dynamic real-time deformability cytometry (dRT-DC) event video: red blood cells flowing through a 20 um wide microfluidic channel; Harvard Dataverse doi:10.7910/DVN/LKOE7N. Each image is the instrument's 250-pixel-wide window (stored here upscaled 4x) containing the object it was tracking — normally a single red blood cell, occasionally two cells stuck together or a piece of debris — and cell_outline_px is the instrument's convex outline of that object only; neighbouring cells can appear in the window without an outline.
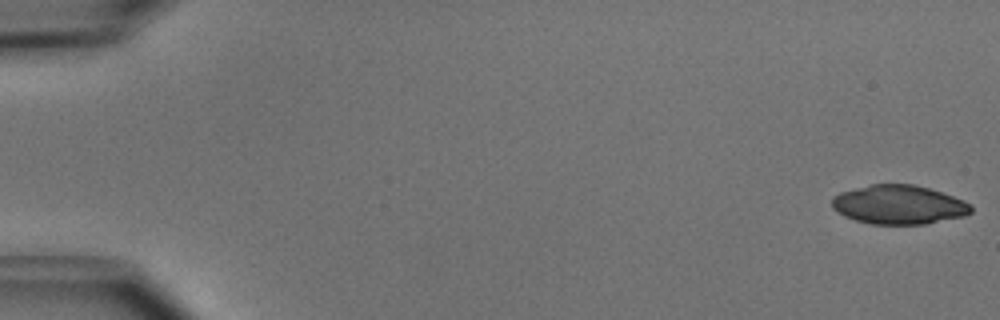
{"species": "common noctule bat (a hibernating species)", "species_latin": "Nyctalus noctula", "temperature_condition": "cold", "stored_images_in_passage": 50, "camera_frame_rate_fps": 3000, "um_per_image_px": 0.085, "animal": {"sex": "male", "body_mass_g": 15.6}, "frame": {"image": 1, "passage_image": 1, "time_ms": 0.0, "image_size_px": [1000, 320], "cell_outline_px": [[972, 212], [964, 216], [924, 224], [872, 224], [856, 220], [844, 216], [832, 208], [832, 196], [840, 192], [872, 184], [912, 184], [928, 188], [964, 200], [972, 204]], "centroid_in_image_um": [76.39, 17.4], "position_along_channel_um": 8.6, "area_um2": 31.56}}